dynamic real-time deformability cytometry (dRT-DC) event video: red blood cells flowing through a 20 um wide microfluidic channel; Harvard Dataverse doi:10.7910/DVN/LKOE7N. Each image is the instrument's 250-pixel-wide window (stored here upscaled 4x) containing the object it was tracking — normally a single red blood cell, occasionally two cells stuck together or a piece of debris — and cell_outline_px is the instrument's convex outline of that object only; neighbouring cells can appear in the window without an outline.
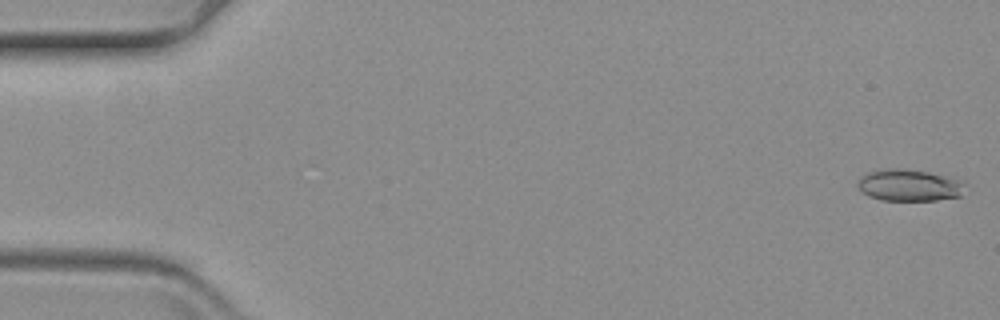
{"species": "common noctule bat (a hibernating species)", "species_latin": "Nyctalus noctula", "temperature_condition": "warm", "stored_images_in_passage": 24, "camera_frame_rate_fps": 3000, "um_per_image_px": 0.085, "animal": {"sex": "female", "body_mass_g": 19.3, "forearm_length_mm": 54.1}, "frame": {"image": 1, "passage_image": 2, "time_ms": 0.333, "image_size_px": [1000, 320], "cell_outline_px": [[964, 196], [936, 200], [880, 200], [868, 196], [856, 184], [860, 176], [868, 172], [888, 168], [904, 168], [928, 172], [960, 180]], "centroid_in_image_um": [77.24, 15.75], "position_along_channel_um": 7.8, "area_um2": 19.77}}
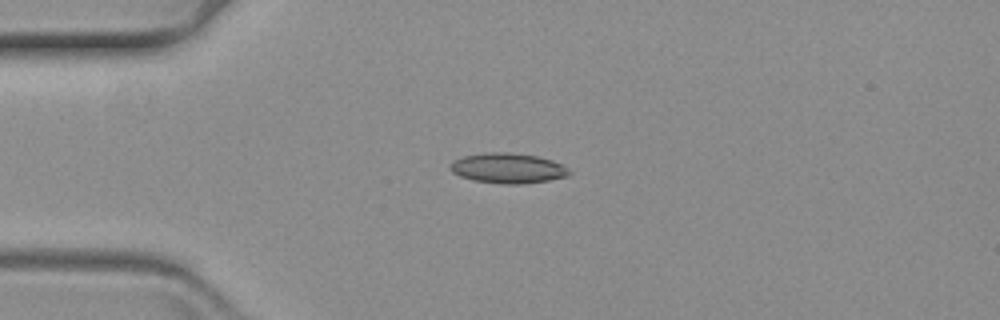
{"frame": {"image": 2, "passage_image": 16, "time_ms": 5.0, "image_size_px": [1000, 320], "cell_outline_px": [[572, 172], [568, 176], [548, 180], [524, 184], [500, 184], [472, 180], [460, 176], [452, 172], [448, 168], [452, 160], [464, 156], [484, 152], [508, 152], [536, 156], [552, 160], [560, 164]], "centroid_in_image_um": [43.12, 14.3], "position_along_channel_um": 41.9, "area_um2": 21.04}}
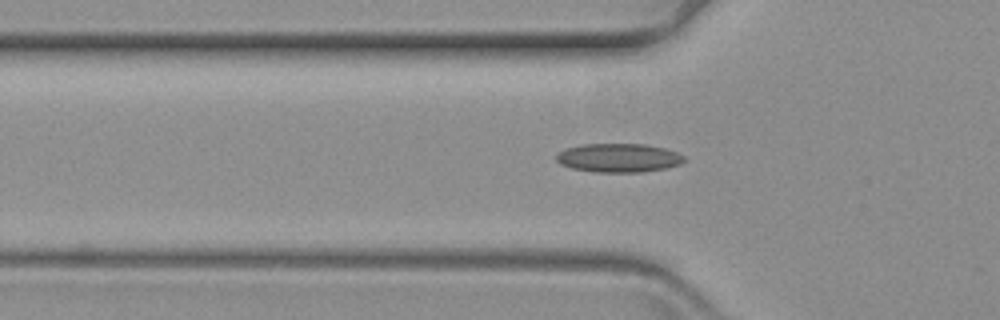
{"frame": {"image": 3, "passage_image": 21, "time_ms": 6.667, "image_size_px": [1000, 320], "cell_outline_px": [[684, 160], [680, 164], [664, 168], [640, 172], [596, 172], [572, 168], [560, 164], [556, 160], [556, 156], [560, 152], [568, 148], [584, 144], [644, 144], [664, 148], [676, 152], [684, 156]], "centroid_in_image_um": [52.58, 13.42], "position_along_channel_um": 73.2, "area_um2": 21.15}}